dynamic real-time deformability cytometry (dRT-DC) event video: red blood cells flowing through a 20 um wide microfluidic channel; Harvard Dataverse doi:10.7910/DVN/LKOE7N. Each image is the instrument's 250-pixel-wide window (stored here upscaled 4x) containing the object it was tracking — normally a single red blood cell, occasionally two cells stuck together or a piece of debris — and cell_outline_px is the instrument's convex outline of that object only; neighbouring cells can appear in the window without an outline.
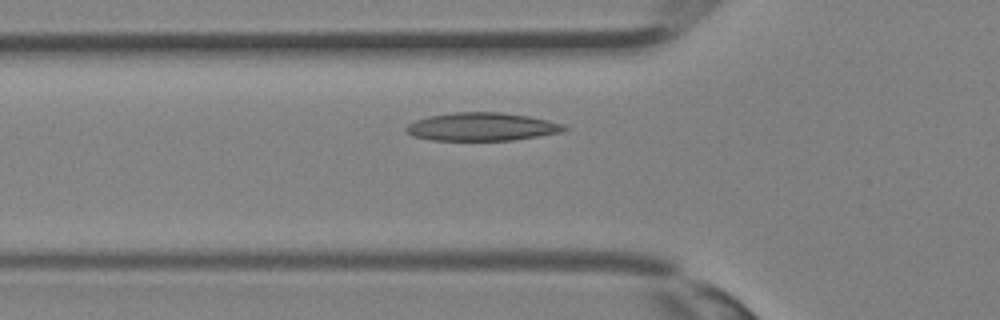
{"species": "Egyptian fruit bat (a non-hibernating species)", "species_latin": "Rousettus aegyptiacus", "temperature_condition": "room temperature", "stored_images_in_passage": 29, "camera_frame_rate_fps": 3000, "um_per_image_px": 0.085, "animal": {"sex": "female"}, "frame": {"image": 1, "passage_image": 8, "time_ms": 2.333, "image_size_px": [1000, 320], "cell_outline_px": [[568, 128], [560, 132], [516, 140], [432, 140], [412, 136], [404, 132], [404, 128], [408, 124], [416, 120], [428, 116], [452, 112], [504, 112], [528, 116], [548, 120], [564, 124]], "centroid_in_image_um": [40.92, 10.77], "position_along_channel_um": 84.9, "area_um2": 26.07}}
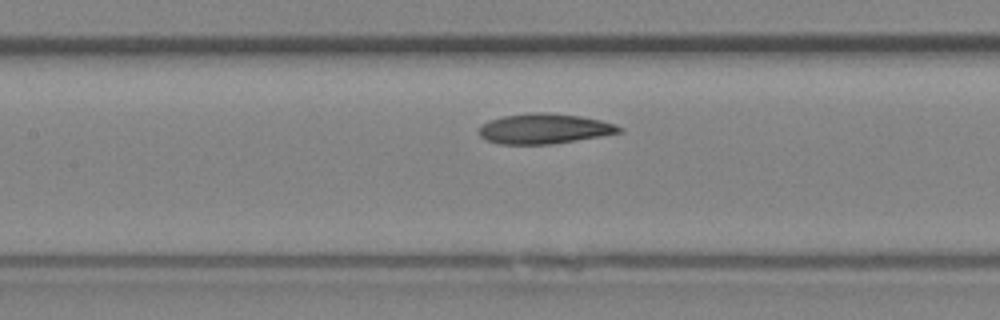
{"frame": {"image": 2, "passage_image": 12, "time_ms": 3.667, "image_size_px": [1000, 320], "cell_outline_px": [[624, 132], [552, 144], [500, 144], [488, 140], [480, 136], [480, 128], [484, 124], [492, 120], [504, 116], [532, 112], [548, 112], [580, 116], [600, 120], [616, 124], [624, 128]], "centroid_in_image_um": [46.33, 10.94], "position_along_channel_um": 161.1, "area_um2": 24.45}}
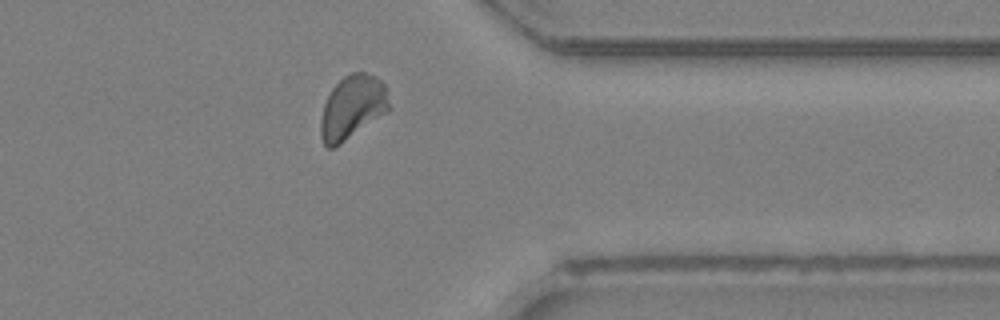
{"frame": {"image": 3, "passage_image": 24, "time_ms": 7.667, "image_size_px": [1000, 320], "cell_outline_px": [[388, 108], [384, 112], [340, 144], [332, 148], [328, 148], [324, 144], [320, 136], [320, 120], [324, 104], [332, 88], [344, 76], [352, 72], [364, 72], [380, 80], [384, 84], [388, 104]], "centroid_in_image_um": [29.88, 9.11], "position_along_channel_um": 381.5, "area_um2": 24.57}}